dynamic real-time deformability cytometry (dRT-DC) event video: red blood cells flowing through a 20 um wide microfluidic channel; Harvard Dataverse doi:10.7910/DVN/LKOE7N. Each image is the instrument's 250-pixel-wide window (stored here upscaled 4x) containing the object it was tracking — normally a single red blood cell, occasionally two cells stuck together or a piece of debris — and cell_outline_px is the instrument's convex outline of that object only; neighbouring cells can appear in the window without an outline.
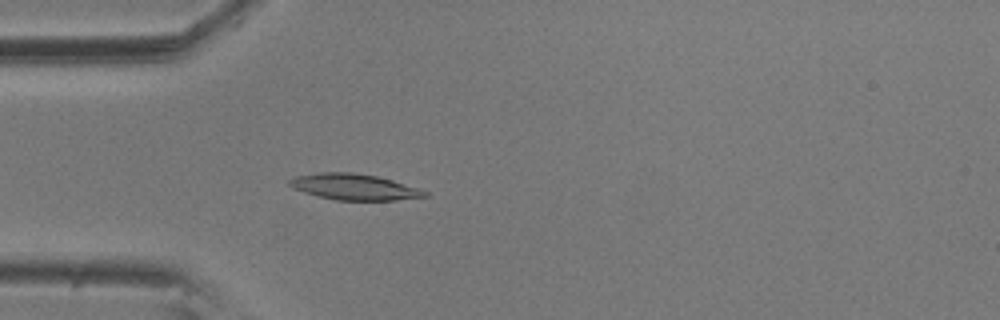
{"species": "common noctule bat (a hibernating species)", "species_latin": "Nyctalus noctula", "temperature_condition": "room temperature", "stored_images_in_passage": 3, "camera_frame_rate_fps": 3000, "um_per_image_px": 0.085, "animal": {"sex": "male", "body_mass_g": 20.5, "forearm_length_mm": 52.5}, "frame": {"image": 1, "passage_image": 3, "time_ms": 0.667, "image_size_px": [1000, 320], "cell_outline_px": [[428, 196], [396, 200], [336, 200], [304, 192], [292, 188], [288, 184], [288, 180], [296, 176], [320, 172], [352, 172], [376, 176], [392, 180], [428, 192]], "centroid_in_image_um": [30.07, 15.88], "position_along_channel_um": 54.9, "area_um2": 20.29}}